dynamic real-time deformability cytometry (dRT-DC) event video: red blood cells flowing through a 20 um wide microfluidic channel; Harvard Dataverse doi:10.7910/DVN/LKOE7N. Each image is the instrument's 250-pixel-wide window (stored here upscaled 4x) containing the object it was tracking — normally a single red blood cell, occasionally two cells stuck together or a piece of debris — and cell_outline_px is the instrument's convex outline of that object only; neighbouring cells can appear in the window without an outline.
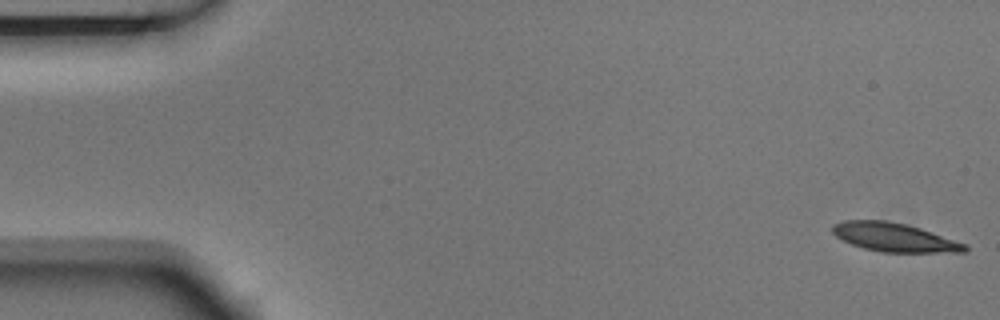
{"species": "Egyptian fruit bat (a non-hibernating species)", "species_latin": "Rousettus aegyptiacus", "temperature_condition": "room temperature", "stored_images_in_passage": 4, "camera_frame_rate_fps": 3000, "um_per_image_px": 0.085, "animal": {"sex": "male"}, "frame": {"image": 1, "passage_image": 1, "time_ms": 0.0, "image_size_px": [1000, 320], "cell_outline_px": [[968, 252], [880, 252], [864, 248], [852, 244], [836, 236], [832, 232], [832, 224], [844, 220], [888, 220], [920, 228], [968, 244]], "centroid_in_image_um": [76.03, 20.17], "position_along_channel_um": 9.0, "area_um2": 22.14}}